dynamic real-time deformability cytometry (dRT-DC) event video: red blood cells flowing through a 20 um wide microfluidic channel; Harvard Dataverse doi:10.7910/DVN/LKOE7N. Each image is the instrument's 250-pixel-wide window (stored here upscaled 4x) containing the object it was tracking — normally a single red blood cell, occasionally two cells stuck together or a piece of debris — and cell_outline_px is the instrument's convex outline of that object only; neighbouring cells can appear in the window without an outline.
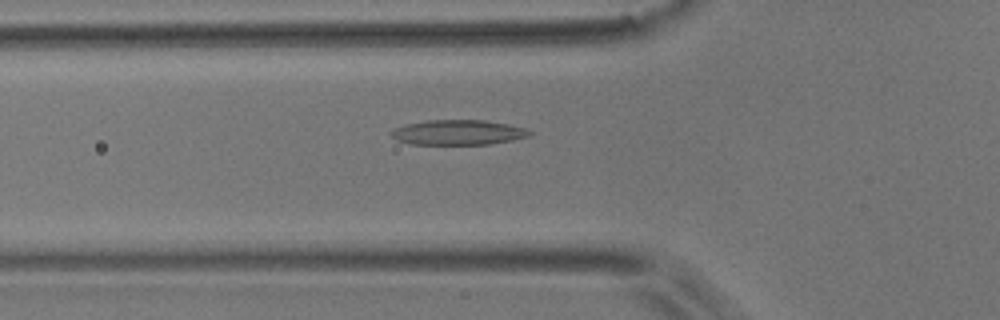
{"species": "common noctule bat (a hibernating species)", "species_latin": "Nyctalus noctula", "temperature_condition": "room temperature", "stored_images_in_passage": 44, "camera_frame_rate_fps": 3000, "um_per_image_px": 0.085, "animal": {"sex": "male", "body_mass_g": 17.9}, "frame": {"image": 1, "passage_image": 16, "time_ms": 5.0, "image_size_px": [1000, 320], "cell_outline_px": [[532, 132], [528, 136], [512, 140], [488, 144], [412, 144], [396, 140], [388, 132], [392, 128], [404, 124], [428, 120], [484, 120], [508, 124], [524, 128]], "centroid_in_image_um": [38.87, 11.25], "position_along_channel_um": 86.9, "area_um2": 20.17}}
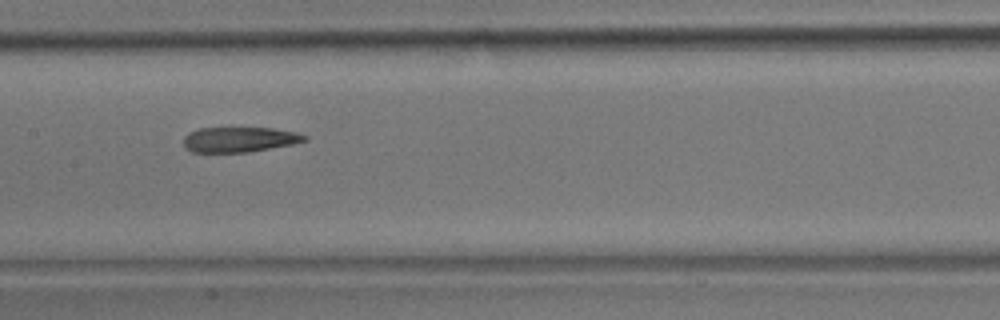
{"frame": {"image": 2, "passage_image": 24, "time_ms": 7.667, "image_size_px": [1000, 320], "cell_outline_px": [[308, 140], [292, 144], [244, 152], [192, 152], [184, 148], [184, 136], [188, 132], [200, 128], [272, 128], [296, 132], [308, 136]], "centroid_in_image_um": [20.32, 11.85], "position_along_channel_um": 187.1, "area_um2": 17.63}}
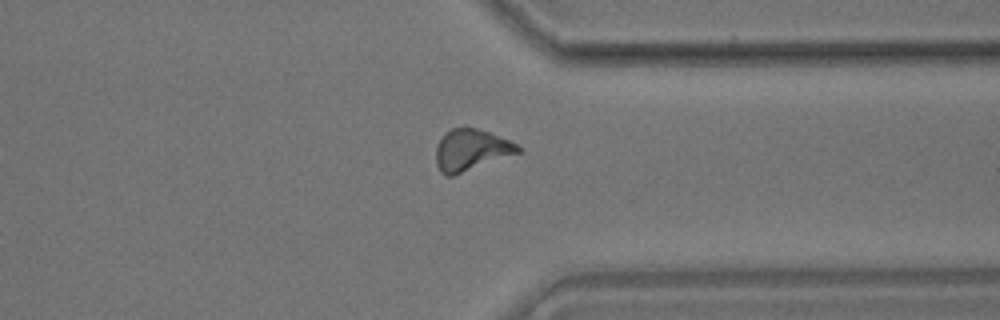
{"frame": {"image": 3, "passage_image": 39, "time_ms": 12.667, "image_size_px": [1000, 320], "cell_outline_px": [[524, 148], [520, 152], [452, 176], [444, 176], [440, 172], [436, 164], [436, 148], [444, 132], [452, 128], [464, 124], [488, 132], [508, 140]], "centroid_in_image_um": [40.01, 12.72], "position_along_channel_um": 371.4, "area_um2": 19.94}, "authors_computed_cell_mechanics": {"area_um2": 19.4208, "velocity_mm_per_s": 3.7334, "shape_relaxation_time_tau1_ms": null, "shape_relaxation_time_tau2_ms": 6.0211, "deformation_change_tau1": null, "deformation_change_tau2": 0.17}}